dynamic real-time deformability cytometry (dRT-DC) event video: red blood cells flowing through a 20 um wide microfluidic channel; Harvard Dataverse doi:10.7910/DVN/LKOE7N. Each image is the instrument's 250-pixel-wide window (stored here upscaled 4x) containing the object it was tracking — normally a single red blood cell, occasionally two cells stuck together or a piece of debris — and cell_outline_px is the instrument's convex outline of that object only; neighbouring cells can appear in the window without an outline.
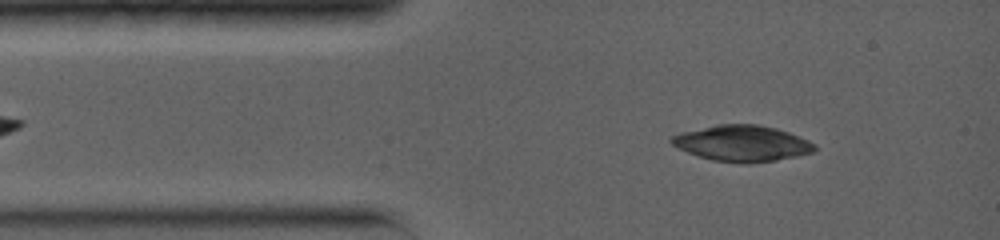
{"species": "common noctule bat (a hibernating species)", "species_latin": "Nyctalus noctula", "temperature_condition": "warm", "stored_images_in_passage": 5, "camera_frame_rate_fps": 5000, "um_per_image_px": 0.085, "animal": {"sex": "female", "body_mass_g": 19.0, "forearm_length_mm": 56.7}, "frame": {"image": 1, "passage_image": 3, "time_ms": 1.0, "image_size_px": [1000, 240], "cell_outline_px": [[816, 152], [776, 160], [748, 164], [744, 164], [712, 160], [696, 156], [672, 144], [668, 140], [672, 136], [680, 132], [720, 124], [756, 124], [776, 128], [788, 132], [808, 140], [816, 144]], "centroid_in_image_um": [63.09, 12.19], "position_along_channel_um": 21.9, "area_um2": 30.11}}